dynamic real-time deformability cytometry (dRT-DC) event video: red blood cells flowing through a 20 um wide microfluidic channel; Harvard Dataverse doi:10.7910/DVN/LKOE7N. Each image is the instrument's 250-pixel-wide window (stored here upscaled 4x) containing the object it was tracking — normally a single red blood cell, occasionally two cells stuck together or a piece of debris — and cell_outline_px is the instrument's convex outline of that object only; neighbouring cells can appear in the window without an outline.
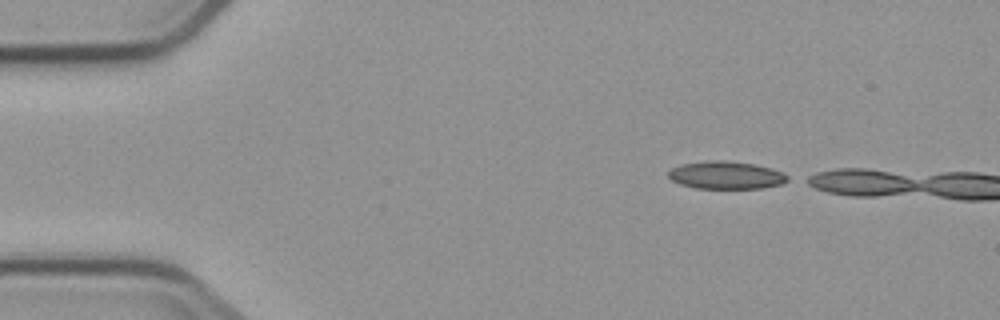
{"species": "common noctule bat (a hibernating species)", "species_latin": "Nyctalus noctula", "temperature_condition": "cold", "stored_images_in_passage": 3, "camera_frame_rate_fps": 3000, "um_per_image_px": 0.085, "animal": {"sex": "male", "body_mass_g": 23.1, "forearm_length_mm": 52.7}, "frame": {"image": 1, "passage_image": 1, "time_ms": 0.0, "image_size_px": [1000, 320], "cell_outline_px": [[792, 180], [784, 184], [764, 188], [696, 188], [680, 184], [672, 180], [668, 176], [668, 172], [672, 168], [680, 164], [704, 160], [724, 160], [752, 164], [772, 168], [784, 172], [792, 176]], "centroid_in_image_um": [61.79, 14.89], "position_along_channel_um": 23.2, "area_um2": 19.65}}